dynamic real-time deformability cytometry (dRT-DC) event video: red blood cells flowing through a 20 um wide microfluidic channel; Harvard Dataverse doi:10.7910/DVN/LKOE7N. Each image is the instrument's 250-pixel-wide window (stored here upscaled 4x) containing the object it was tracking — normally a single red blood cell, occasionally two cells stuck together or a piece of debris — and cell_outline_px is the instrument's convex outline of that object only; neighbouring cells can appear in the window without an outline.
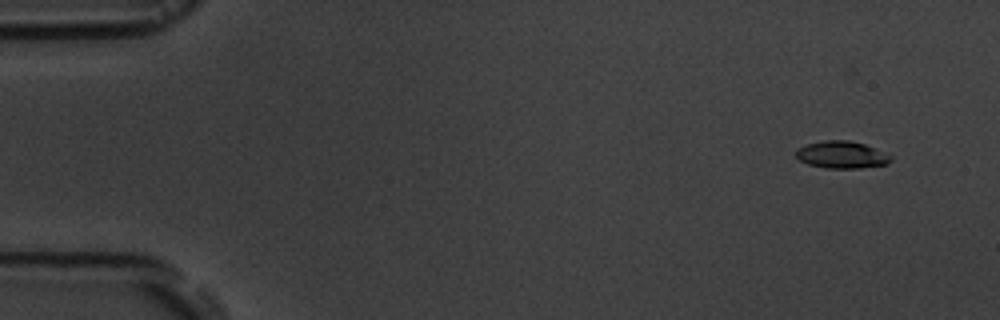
{"species": "common noctule bat (a hibernating species)", "species_latin": "Nyctalus noctula", "temperature_condition": "room temperature", "stored_images_in_passage": 16, "camera_frame_rate_fps": 3000, "um_per_image_px": 0.085, "animal": {"sex": "male", "body_mass_g": 19.5, "forearm_length_mm": 54.6}, "frame": {"image": 1, "passage_image": 1, "time_ms": 0.0, "image_size_px": [1000, 320], "cell_outline_px": [[892, 160], [888, 164], [860, 168], [824, 168], [808, 164], [800, 160], [796, 156], [796, 148], [808, 144], [824, 140], [848, 140], [864, 144], [892, 156]], "centroid_in_image_um": [71.53, 13.16], "position_along_channel_um": 13.5, "area_um2": 14.97}}
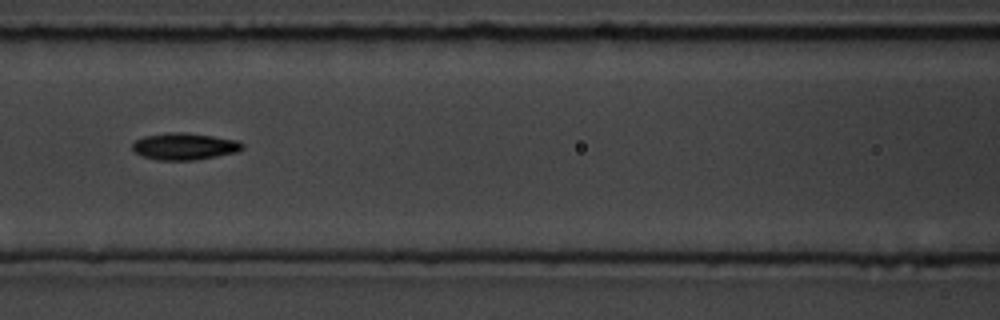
{"frame": {"image": 2, "passage_image": 7, "time_ms": 7.0, "image_size_px": [1000, 320], "cell_outline_px": [[244, 148], [236, 152], [196, 160], [156, 160], [144, 156], [136, 152], [132, 148], [132, 144], [136, 140], [144, 136], [168, 132], [184, 132], [240, 140], [244, 144]], "centroid_in_image_um": [15.71, 12.43], "position_along_channel_um": 150.9, "area_um2": 17.22}}
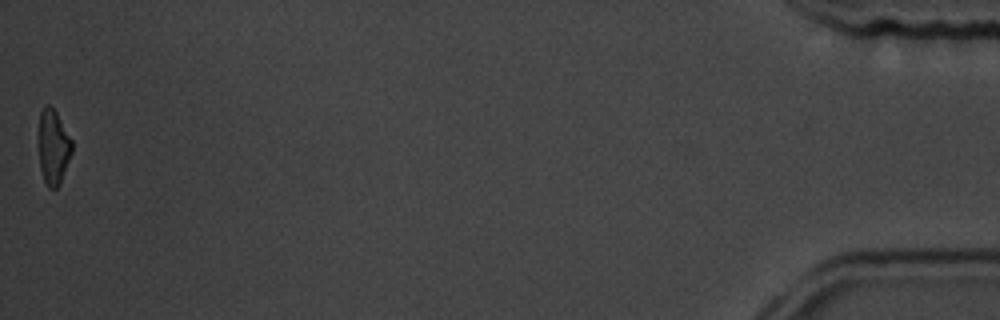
{"frame": {"image": 3, "passage_image": 16, "time_ms": 17.333, "image_size_px": [1000, 320], "cell_outline_px": [[72, 152], [60, 184], [56, 188], [48, 188], [44, 180], [40, 168], [40, 112], [44, 104], [48, 104], [56, 112], [72, 140]], "centroid_in_image_um": [4.55, 12.51], "position_along_channel_um": 430.7, "area_um2": 14.22}, "authors_computed_cell_mechanics": {"area_um2": 15.9817, "velocity_mm_per_s": 3.6707, "shape_relaxation_time_tau1_ms": 4.0626, "shape_relaxation_time_tau2_ms": 5.1, "deformation_change_tau1": 0.1287, "deformation_change_tau2": 0.1037}}